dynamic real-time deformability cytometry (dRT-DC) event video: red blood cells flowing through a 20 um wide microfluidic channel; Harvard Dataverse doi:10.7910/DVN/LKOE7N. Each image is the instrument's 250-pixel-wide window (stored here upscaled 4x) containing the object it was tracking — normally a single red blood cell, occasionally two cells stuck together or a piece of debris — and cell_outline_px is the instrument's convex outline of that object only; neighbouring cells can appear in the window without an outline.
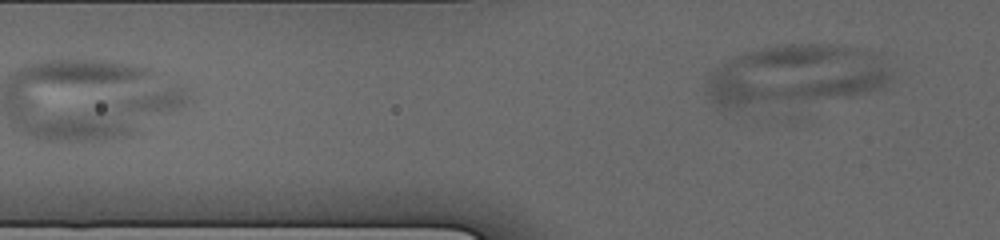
{"species": "human", "species_latin": "Homo sapiens", "temperature_condition": "cold", "stored_images_in_passage": 5, "camera_frame_rate_fps": 3000, "um_per_image_px": 0.085, "donor": {"sex": "male"}, "frame": {"image": 1, "passage_image": 5, "time_ms": 3.333, "image_size_px": [1000, 240], "cell_outline_px": [[888, 76], [876, 88], [852, 96], [728, 108], [720, 108], [712, 104], [708, 96], [708, 80], [712, 72], [716, 68], [728, 60], [748, 52], [764, 48], [784, 44], [820, 44], [860, 48], [872, 52], [876, 56], [888, 72]], "centroid_in_image_um": [67.53, 6.39], "position_along_channel_um": 58.3, "area_um2": 63.23}}